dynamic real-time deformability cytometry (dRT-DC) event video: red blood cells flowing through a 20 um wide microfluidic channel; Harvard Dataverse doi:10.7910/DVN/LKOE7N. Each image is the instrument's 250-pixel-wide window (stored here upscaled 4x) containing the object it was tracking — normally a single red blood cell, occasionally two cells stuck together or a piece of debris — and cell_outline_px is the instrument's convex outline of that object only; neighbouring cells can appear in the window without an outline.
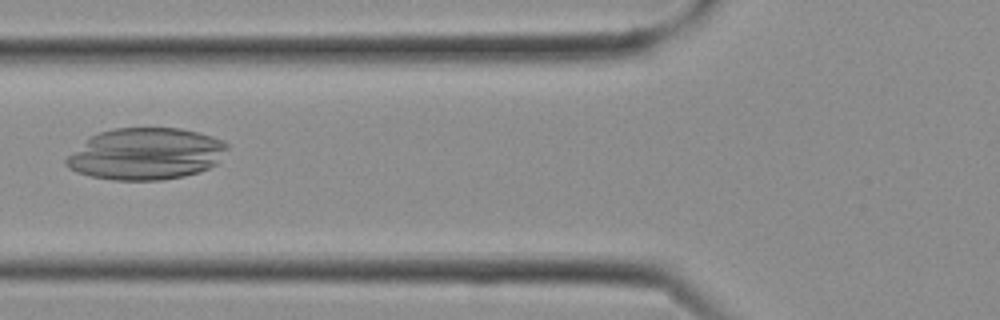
{"species": "Egyptian fruit bat (a non-hibernating species)", "species_latin": "Rousettus aegyptiacus", "temperature_condition": "cold", "stored_images_in_passage": 11, "camera_frame_rate_fps": 3000, "um_per_image_px": 0.085, "frame": {"image": 1, "passage_image": 10, "time_ms": 3.0, "image_size_px": [1000, 320], "cell_outline_px": [[228, 148], [216, 164], [200, 172], [184, 176], [160, 180], [112, 180], [92, 176], [76, 172], [68, 168], [64, 164], [64, 160], [68, 156], [92, 136], [100, 132], [112, 128], [180, 128], [200, 132], [224, 140], [228, 144]], "centroid_in_image_um": [12.43, 13.08], "position_along_channel_um": 113.4, "area_um2": 48.55}}